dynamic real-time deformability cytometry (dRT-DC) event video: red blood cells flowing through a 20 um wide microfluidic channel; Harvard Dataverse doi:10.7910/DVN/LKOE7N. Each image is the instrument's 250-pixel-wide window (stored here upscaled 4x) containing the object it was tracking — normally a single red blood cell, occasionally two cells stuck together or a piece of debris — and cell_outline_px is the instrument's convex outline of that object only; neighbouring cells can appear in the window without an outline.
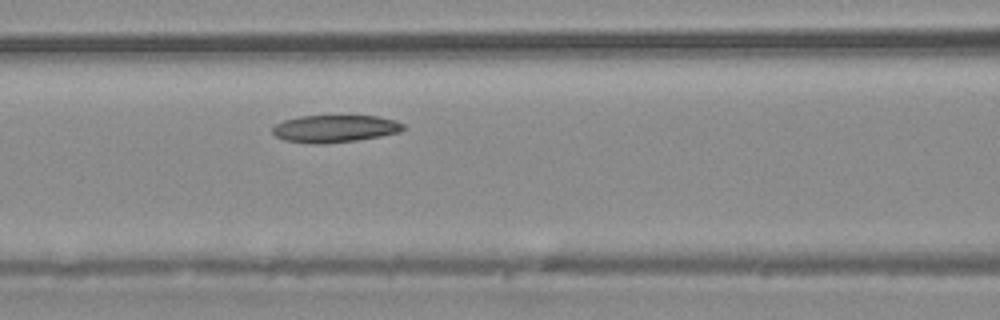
{"species": "common noctule bat (a hibernating species)", "species_latin": "Nyctalus noctula", "temperature_condition": "warm", "stored_images_in_passage": 4, "camera_frame_rate_fps": 3000, "um_per_image_px": 0.085, "animal": {"sex": "male", "body_mass_g": 20.4}, "frame": {"image": 1, "passage_image": 4, "time_ms": 4.333, "image_size_px": [1000, 320], "cell_outline_px": [[404, 128], [400, 132], [380, 136], [356, 140], [324, 144], [312, 144], [284, 140], [276, 136], [272, 132], [272, 128], [276, 124], [284, 120], [300, 116], [376, 116], [396, 120], [404, 124]], "centroid_in_image_um": [28.45, 10.94], "position_along_channel_um": 138.1, "area_um2": 20.81}}